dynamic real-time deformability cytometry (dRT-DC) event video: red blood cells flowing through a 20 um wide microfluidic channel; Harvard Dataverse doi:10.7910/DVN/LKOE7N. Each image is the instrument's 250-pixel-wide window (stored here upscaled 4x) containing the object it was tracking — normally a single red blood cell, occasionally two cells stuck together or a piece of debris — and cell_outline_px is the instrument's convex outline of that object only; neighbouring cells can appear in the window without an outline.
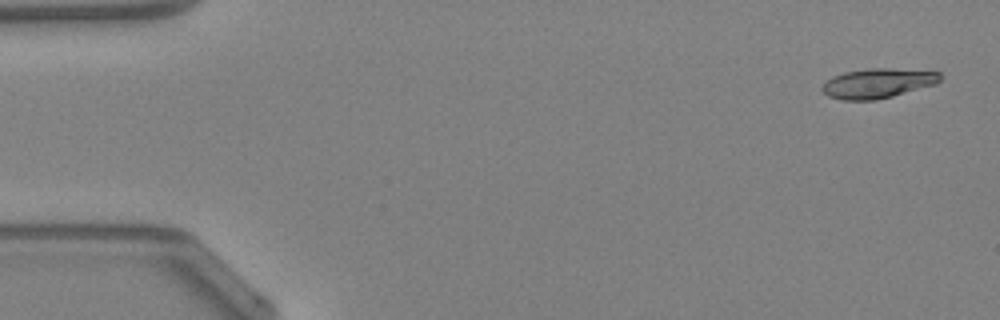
{"species": "Egyptian fruit bat (a non-hibernating species)", "species_latin": "Rousettus aegyptiacus", "temperature_condition": "warm", "stored_images_in_passage": 47, "camera_frame_rate_fps": 3000, "um_per_image_px": 0.085, "animal": {"sex": "female"}, "frame": {"image": 1, "passage_image": 1, "time_ms": 0.0, "image_size_px": [1000, 320], "cell_outline_px": [[944, 76], [936, 84], [892, 96], [876, 100], [844, 100], [828, 96], [820, 88], [832, 76], [844, 72], [868, 68], [892, 68], [940, 72]], "centroid_in_image_um": [74.63, 7.07], "position_along_channel_um": 10.4, "area_um2": 20.46}}
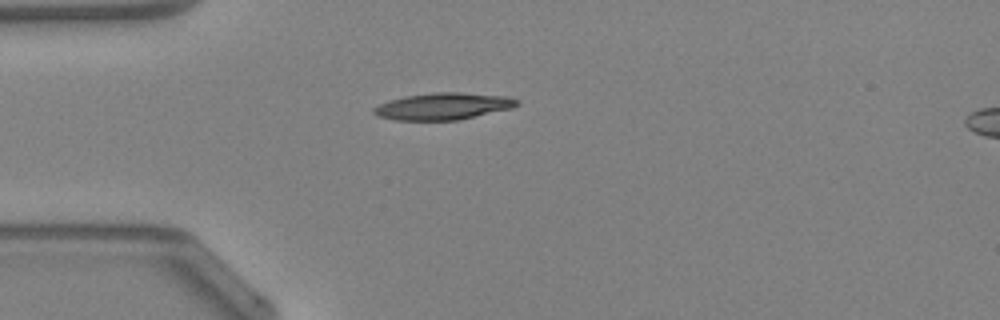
{"frame": {"image": 2, "passage_image": 12, "time_ms": 3.667, "image_size_px": [1000, 320], "cell_outline_px": [[520, 104], [512, 108], [460, 120], [392, 120], [376, 116], [372, 112], [372, 108], [380, 104], [404, 96], [436, 92], [460, 92], [508, 96], [520, 100]], "centroid_in_image_um": [37.69, 9.03], "position_along_channel_um": 47.3, "area_um2": 22.6}}
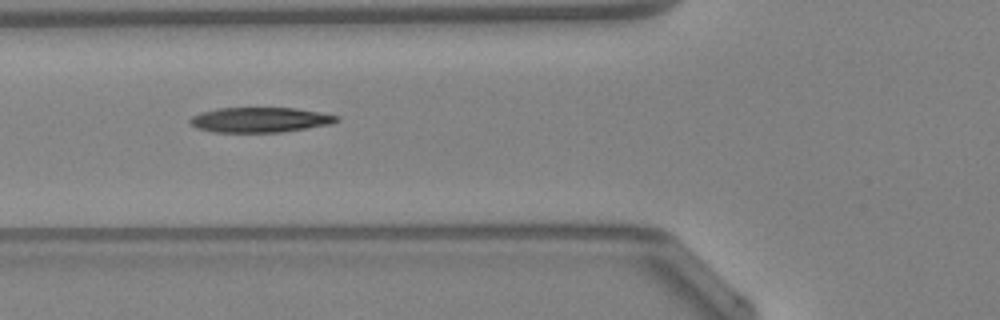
{"frame": {"image": 3, "passage_image": 17, "time_ms": 5.333, "image_size_px": [1000, 320], "cell_outline_px": [[340, 120], [328, 124], [280, 132], [216, 132], [196, 128], [188, 124], [188, 120], [192, 116], [200, 112], [216, 108], [296, 108], [320, 112], [340, 116]], "centroid_in_image_um": [22.04, 10.18], "position_along_channel_um": 103.8, "area_um2": 21.39}, "authors_computed_cell_mechanics": {"area_um2": 21.2704, "velocity_mm_per_s": 4.2899, "shape_relaxation_time_tau1_ms": 7.3019, "shape_relaxation_time_tau2_ms": 10.438, "deformation_change_tau1": 0.218, "deformation_change_tau2": 0.2592}}